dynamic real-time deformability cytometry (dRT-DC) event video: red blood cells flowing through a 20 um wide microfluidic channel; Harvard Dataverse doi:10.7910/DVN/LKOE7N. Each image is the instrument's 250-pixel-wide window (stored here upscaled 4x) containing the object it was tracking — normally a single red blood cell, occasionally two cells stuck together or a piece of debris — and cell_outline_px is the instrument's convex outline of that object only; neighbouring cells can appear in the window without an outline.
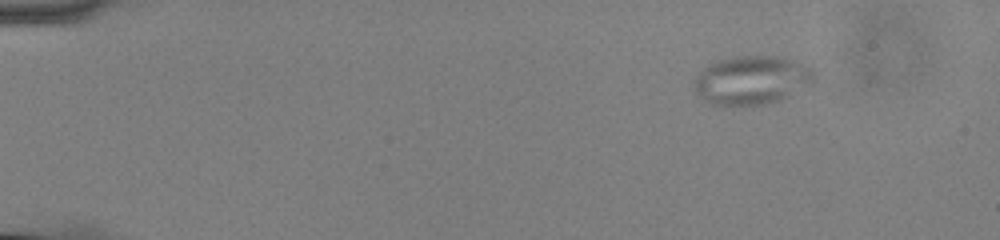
{"species": "common noctule bat (a hibernating species)", "species_latin": "Nyctalus noctula", "temperature_condition": "cold", "stored_images_in_passage": 50, "camera_frame_rate_fps": 3000, "um_per_image_px": 0.085, "animal": {"sex": "male", "body_mass_g": 13.0, "forearm_length_mm": 53.1}, "frame": {"image": 1, "passage_image": 1, "time_ms": 0.0, "image_size_px": [1000, 240], "cell_outline_px": [[816, 80], [812, 84], [780, 100], [760, 104], [724, 108], [712, 104], [704, 100], [696, 92], [696, 76], [708, 64], [716, 60], [736, 56], [776, 56], [804, 64], [812, 68]], "centroid_in_image_um": [63.89, 6.83], "position_along_channel_um": 21.1, "area_um2": 34.28}}
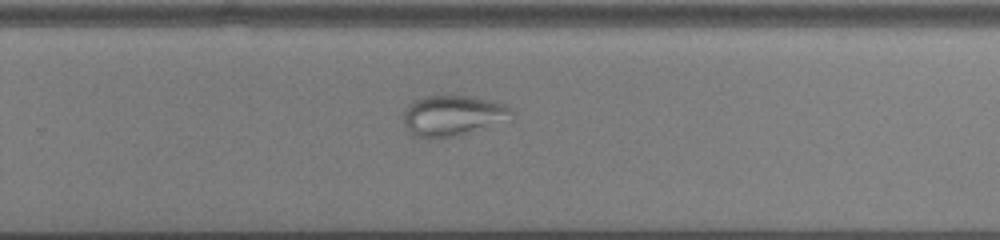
{"frame": {"image": 2, "passage_image": 32, "time_ms": 10.333, "image_size_px": [1000, 240], "cell_outline_px": [[512, 120], [460, 136], [440, 140], [428, 140], [412, 136], [404, 128], [404, 112], [408, 104], [412, 100], [424, 96], [472, 96], [504, 104], [512, 112]], "centroid_in_image_um": [38.44, 9.88], "position_along_channel_um": 291.4, "area_um2": 26.53}}
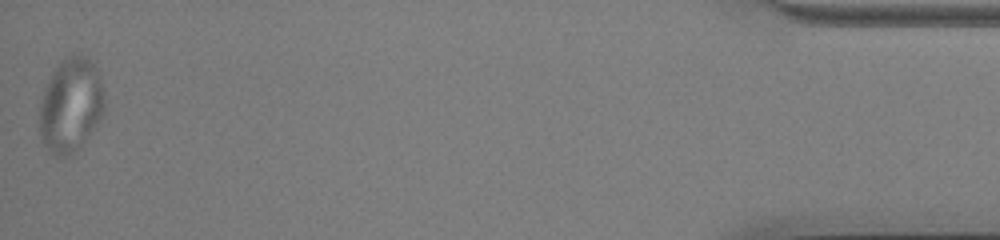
{"frame": {"image": 3, "passage_image": 50, "time_ms": 16.333, "image_size_px": [1000, 240], "cell_outline_px": [[104, 108], [100, 120], [76, 152], [68, 156], [56, 156], [44, 144], [40, 132], [40, 100], [44, 88], [52, 72], [68, 56], [76, 52], [80, 52], [96, 68], [104, 92]], "centroid_in_image_um": [6.02, 8.94], "position_along_channel_um": 429.2, "area_um2": 35.37}}